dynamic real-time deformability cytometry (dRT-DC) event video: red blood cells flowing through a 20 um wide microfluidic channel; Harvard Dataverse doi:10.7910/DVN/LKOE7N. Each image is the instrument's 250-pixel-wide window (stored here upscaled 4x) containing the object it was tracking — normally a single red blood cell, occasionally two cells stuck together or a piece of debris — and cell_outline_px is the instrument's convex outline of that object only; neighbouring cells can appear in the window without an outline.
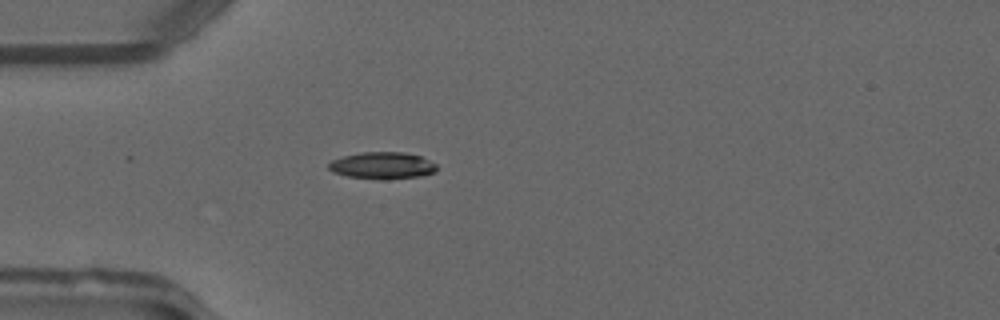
{"species": "common noctule bat (a hibernating species)", "species_latin": "Nyctalus noctula", "temperature_condition": "warm", "stored_images_in_passage": 36, "camera_frame_rate_fps": 3000, "um_per_image_px": 0.085, "animal": {"sex": "male", "forearm_length_mm": 52.5}, "frame": {"image": 1, "passage_image": 1, "time_ms": 0.0, "image_size_px": [1000, 320], "cell_outline_px": [[436, 168], [432, 172], [420, 176], [388, 180], [380, 180], [348, 176], [332, 172], [328, 168], [328, 164], [332, 160], [344, 156], [360, 152], [404, 152], [420, 156], [436, 164]], "centroid_in_image_um": [32.47, 14.07], "position_along_channel_um": 52.5, "area_um2": 16.94}}
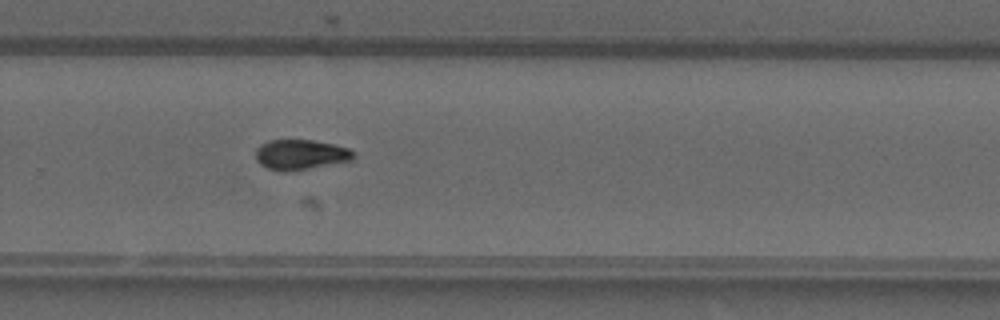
{"frame": {"image": 2, "passage_image": 20, "time_ms": 6.333, "image_size_px": [1000, 320], "cell_outline_px": [[356, 152], [352, 160], [288, 172], [280, 172], [268, 168], [260, 164], [256, 160], [256, 148], [260, 144], [268, 140], [312, 140], [332, 144], [348, 148]], "centroid_in_image_um": [25.52, 13.14], "position_along_channel_um": 304.3, "area_um2": 17.22}}
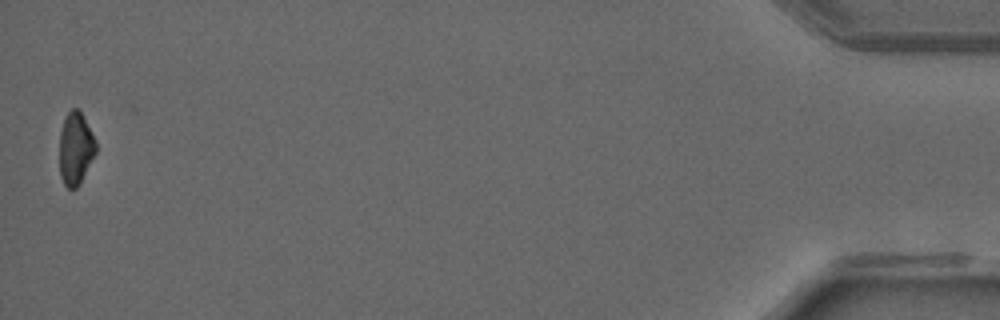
{"frame": {"image": 3, "passage_image": 36, "time_ms": 11.667, "image_size_px": [1000, 320], "cell_outline_px": [[96, 152], [76, 188], [68, 188], [64, 184], [60, 176], [60, 132], [64, 120], [68, 112], [72, 108], [76, 108], [80, 112], [96, 140]], "centroid_in_image_um": [6.41, 12.61], "position_along_channel_um": 428.8, "area_um2": 14.97}, "authors_computed_cell_mechanics": {"area_um2": 17.0799, "velocity_mm_per_s": 4.1284, "shape_relaxation_time_tau1_ms": 7.3914, "shape_relaxation_time_tau2_ms": 7.9864, "deformation_change_tau1": 0.1928, "deformation_change_tau2": 0.1385}}